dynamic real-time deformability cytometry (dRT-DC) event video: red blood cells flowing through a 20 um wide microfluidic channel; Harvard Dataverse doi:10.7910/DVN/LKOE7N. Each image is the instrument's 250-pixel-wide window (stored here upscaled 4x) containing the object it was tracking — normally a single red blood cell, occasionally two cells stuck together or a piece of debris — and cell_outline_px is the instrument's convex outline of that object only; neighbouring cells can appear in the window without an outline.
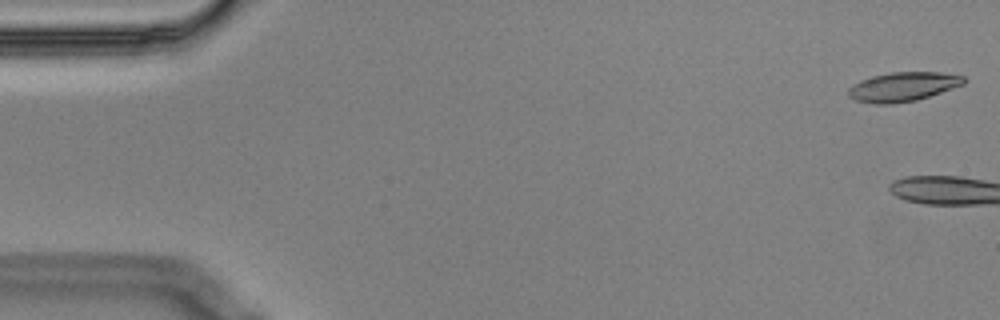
{"species": "Egyptian fruit bat (a non-hibernating species)", "species_latin": "Rousettus aegyptiacus", "temperature_condition": "cold", "stored_images_in_passage": 5, "camera_frame_rate_fps": 3000, "um_per_image_px": 0.085, "animal": {"sex": "male"}, "frame": {"image": 1, "passage_image": 1, "time_ms": 0.0, "image_size_px": [1000, 320], "cell_outline_px": [[968, 80], [964, 84], [916, 100], [892, 104], [872, 104], [856, 100], [848, 96], [848, 88], [860, 80], [872, 76], [892, 72], [940, 72], [964, 76]], "centroid_in_image_um": [76.74, 7.37], "position_along_channel_um": 8.3, "area_um2": 19.65}}